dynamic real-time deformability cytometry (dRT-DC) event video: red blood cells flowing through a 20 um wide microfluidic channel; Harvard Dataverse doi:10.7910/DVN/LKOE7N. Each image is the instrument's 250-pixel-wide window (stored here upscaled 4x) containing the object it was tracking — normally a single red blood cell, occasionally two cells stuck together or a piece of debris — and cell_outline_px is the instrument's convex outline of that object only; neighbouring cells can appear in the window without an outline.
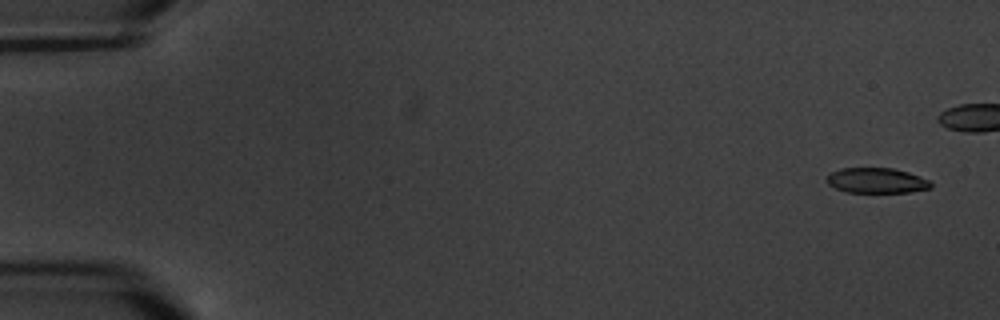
{"species": "common noctule bat (a hibernating species)", "species_latin": "Nyctalus noctula", "temperature_condition": "warm", "stored_images_in_passage": 6, "camera_frame_rate_fps": 3000, "um_per_image_px": 0.085, "animal": {"sex": "male", "body_mass_g": 20.1, "forearm_length_mm": 53.5}, "frame": {"image": 1, "passage_image": 1, "time_ms": 0.0, "image_size_px": [1000, 320], "cell_outline_px": [[932, 188], [908, 192], [848, 192], [836, 188], [828, 184], [828, 176], [832, 172], [840, 168], [892, 168], [908, 172], [920, 176], [928, 180], [932, 184]], "centroid_in_image_um": [74.54, 15.34], "position_along_channel_um": 10.5, "area_um2": 15.14}}